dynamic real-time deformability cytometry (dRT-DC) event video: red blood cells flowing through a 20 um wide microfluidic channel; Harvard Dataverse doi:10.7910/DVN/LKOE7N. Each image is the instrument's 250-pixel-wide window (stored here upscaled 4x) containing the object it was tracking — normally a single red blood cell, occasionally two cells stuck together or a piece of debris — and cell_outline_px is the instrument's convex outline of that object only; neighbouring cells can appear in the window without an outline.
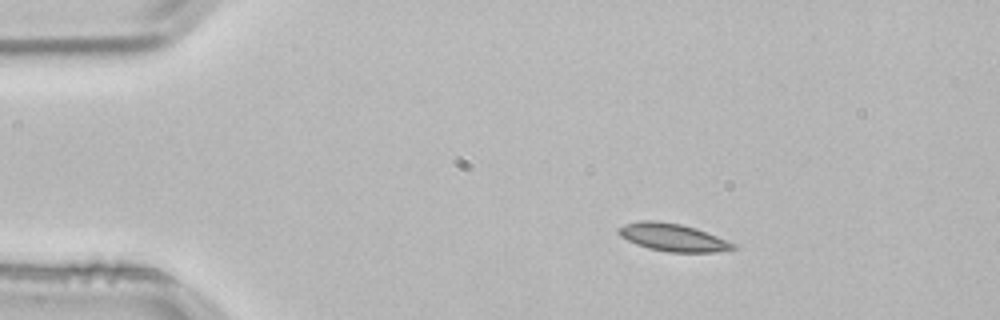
{"species": "common noctule bat (a hibernating species)", "species_latin": "Nyctalus noctula", "temperature_condition": "room temperature", "stored_images_in_passage": 2, "camera_frame_rate_fps": 3000, "um_per_image_px": 0.085, "animal": {"sex": "male", "body_mass_g": 21.5, "forearm_length_mm": 52.0}, "frame": {"image": 1, "passage_image": 1, "time_ms": 0.0, "image_size_px": [1000, 320], "cell_outline_px": [[736, 248], [716, 252], [668, 252], [648, 248], [636, 244], [620, 236], [616, 232], [616, 228], [624, 224], [640, 220], [656, 220], [680, 224], [696, 228], [736, 244]], "centroid_in_image_um": [57.13, 20.17], "position_along_channel_um": 27.9, "area_um2": 18.5}}